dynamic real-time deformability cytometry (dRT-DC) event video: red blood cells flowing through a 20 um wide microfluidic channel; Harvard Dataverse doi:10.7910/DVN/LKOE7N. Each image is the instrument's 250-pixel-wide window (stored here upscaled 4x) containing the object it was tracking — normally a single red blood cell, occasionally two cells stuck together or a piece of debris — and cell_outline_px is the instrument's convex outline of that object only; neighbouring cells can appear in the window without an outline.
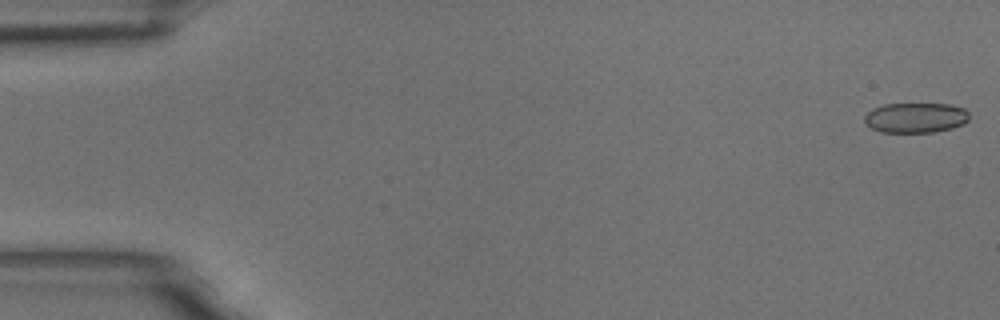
{"species": "common noctule bat (a hibernating species)", "species_latin": "Nyctalus noctula", "temperature_condition": "room temperature", "stored_images_in_passage": 56, "camera_frame_rate_fps": 3000, "um_per_image_px": 0.085, "animal": {"sex": "male", "body_mass_g": 18.8}, "frame": {"image": 1, "passage_image": 1, "time_ms": 0.0, "image_size_px": [1000, 320], "cell_outline_px": [[968, 120], [964, 124], [952, 128], [932, 132], [880, 132], [872, 128], [864, 120], [864, 116], [872, 108], [884, 104], [948, 104], [964, 108], [968, 112]], "centroid_in_image_um": [77.83, 10.0], "position_along_channel_um": 7.2, "area_um2": 18.32}}
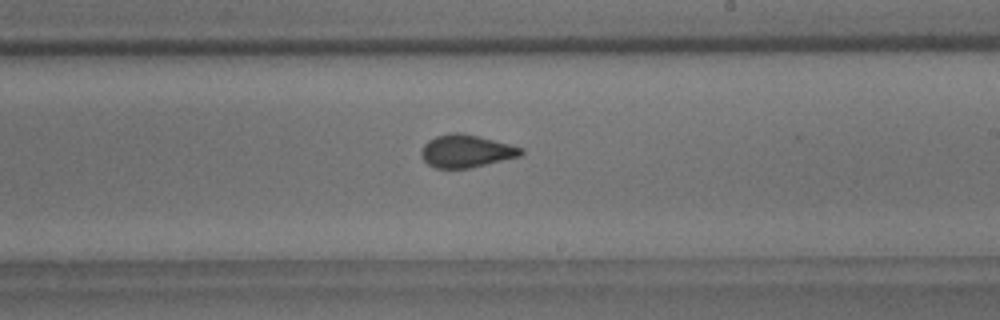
{"frame": {"image": 2, "passage_image": 33, "time_ms": 10.667, "image_size_px": [1000, 320], "cell_outline_px": [[524, 152], [520, 156], [468, 168], [436, 168], [428, 164], [420, 156], [420, 152], [424, 144], [428, 140], [436, 136], [452, 132], [460, 132], [524, 148]], "centroid_in_image_um": [39.59, 12.84], "position_along_channel_um": 249.4, "area_um2": 18.79}}
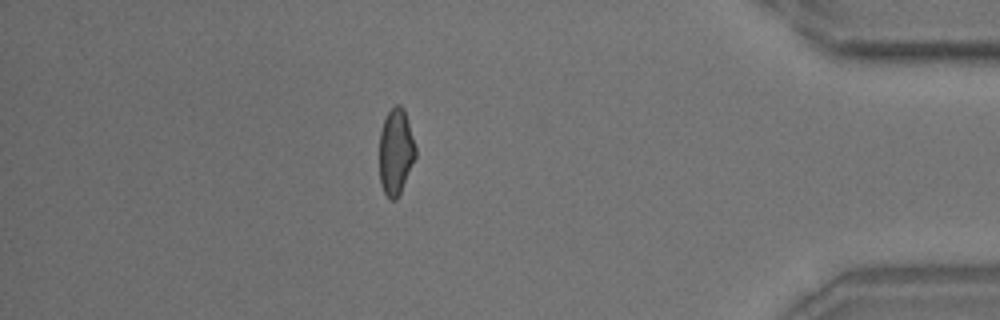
{"frame": {"image": 3, "passage_image": 49, "time_ms": 16.0, "image_size_px": [1000, 320], "cell_outline_px": [[416, 156], [400, 192], [396, 200], [392, 200], [384, 192], [380, 184], [380, 132], [384, 120], [388, 112], [396, 104], [400, 104], [404, 108], [416, 148]], "centroid_in_image_um": [33.64, 12.88], "position_along_channel_um": 401.6, "area_um2": 17.92}, "authors_computed_cell_mechanics": {"area_um2": 19.0162, "velocity_mm_per_s": 3.605, "shape_relaxation_time_tau1_ms": 10.3232, "shape_relaxation_time_tau2_ms": 0.9237, "deformation_change_tau1": 0.1667, "deformation_change_tau2": 0.0581}}